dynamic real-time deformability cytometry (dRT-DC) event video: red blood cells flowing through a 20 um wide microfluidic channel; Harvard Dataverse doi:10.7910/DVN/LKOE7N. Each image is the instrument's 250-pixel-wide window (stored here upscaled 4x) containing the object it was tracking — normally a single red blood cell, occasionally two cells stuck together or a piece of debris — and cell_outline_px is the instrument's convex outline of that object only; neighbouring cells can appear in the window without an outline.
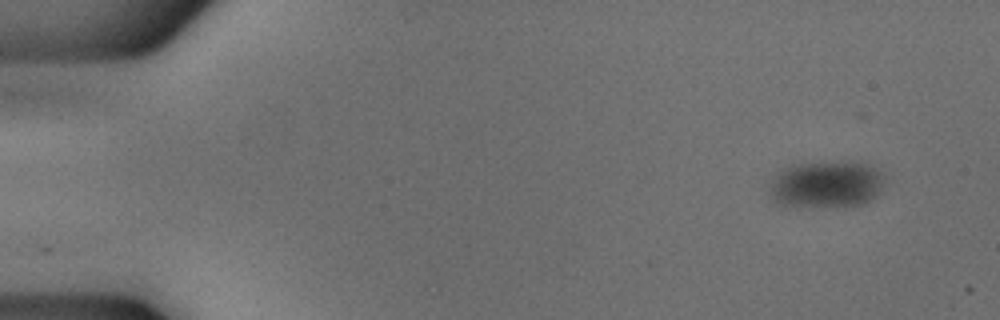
{"species": "common noctule bat (a hibernating species)", "species_latin": "Nyctalus noctula", "temperature_condition": "cold", "stored_images_in_passage": 10, "camera_frame_rate_fps": 3000, "um_per_image_px": 0.085, "animal": {"sex": "male", "body_mass_g": 18.8}, "frame": {"image": 1, "passage_image": 1, "time_ms": 0.0, "image_size_px": [1000, 320], "cell_outline_px": [[884, 180], [880, 192], [876, 196], [864, 204], [788, 208], [776, 204], [768, 188], [776, 172], [784, 168], [800, 164], [864, 164], [876, 168], [884, 176]], "centroid_in_image_um": [70.17, 15.74], "position_along_channel_um": 14.8, "area_um2": 31.04}}